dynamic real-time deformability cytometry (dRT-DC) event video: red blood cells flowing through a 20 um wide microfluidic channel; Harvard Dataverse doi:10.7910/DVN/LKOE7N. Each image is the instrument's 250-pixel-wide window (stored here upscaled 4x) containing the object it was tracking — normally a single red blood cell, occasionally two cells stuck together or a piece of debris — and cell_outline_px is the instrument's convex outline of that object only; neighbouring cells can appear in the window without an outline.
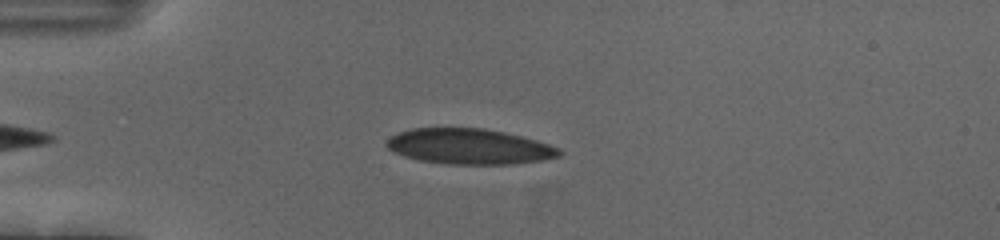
{"species": "human", "species_latin": "Homo sapiens", "temperature_condition": "cold", "stored_images_in_passage": 46, "camera_frame_rate_fps": 3000, "um_per_image_px": 0.085, "donor": {"sex": "female"}, "frame": {"image": 1, "passage_image": 6, "time_ms": 1.667, "image_size_px": [1000, 240], "cell_outline_px": [[564, 152], [560, 156], [544, 160], [516, 164], [444, 164], [420, 160], [404, 156], [392, 152], [384, 144], [392, 136], [400, 132], [412, 128], [484, 128], [504, 132], [536, 140], [560, 148]], "centroid_in_image_um": [39.91, 12.46], "position_along_channel_um": 45.1, "area_um2": 35.84}}
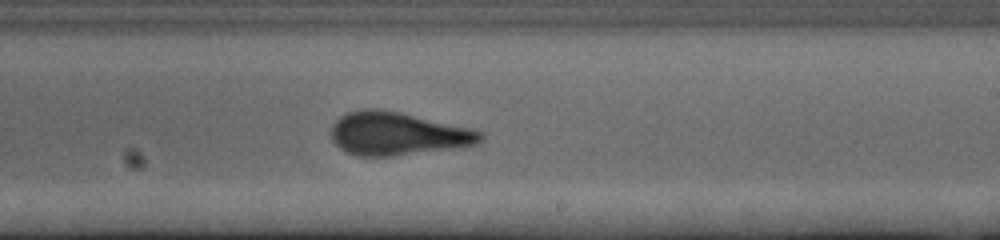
{"frame": {"image": 2, "passage_image": 25, "time_ms": 8.0, "image_size_px": [1000, 240], "cell_outline_px": [[484, 136], [476, 144], [392, 156], [356, 156], [344, 152], [332, 140], [332, 124], [340, 116], [348, 112], [364, 108], [376, 108], [400, 112], [468, 128], [484, 132]], "centroid_in_image_um": [33.71, 11.36], "position_along_channel_um": 255.3, "area_um2": 37.05}}
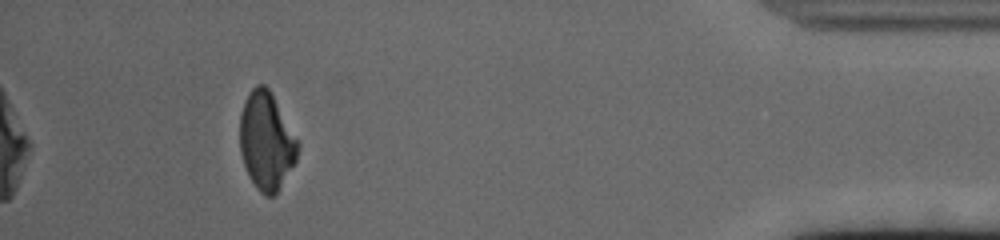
{"frame": {"image": 3, "passage_image": 42, "time_ms": 13.667, "image_size_px": [1000, 240], "cell_outline_px": [[300, 144], [296, 160], [276, 192], [272, 196], [264, 196], [256, 188], [248, 176], [240, 152], [240, 116], [244, 100], [252, 88], [256, 84], [264, 84], [268, 88]], "centroid_in_image_um": [22.62, 11.99], "position_along_channel_um": 412.6, "area_um2": 32.66}, "authors_computed_cell_mechanics": {"area_um2": 36.5874, "velocity_mm_per_s": 3.7051, "shape_relaxation_time_tau1_ms": 5.7562, "shape_relaxation_time_tau2_ms": 0.8561, "deformation_change_tau1": 0.1698, "deformation_change_tau2": 0.0543}}